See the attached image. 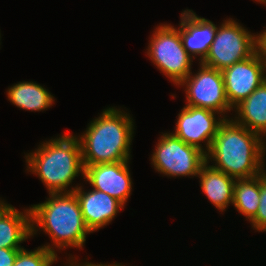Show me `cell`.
<instances>
[{
    "label": "cell",
    "instance_id": "cell-1",
    "mask_svg": "<svg viewBox=\"0 0 266 266\" xmlns=\"http://www.w3.org/2000/svg\"><path fill=\"white\" fill-rule=\"evenodd\" d=\"M263 140L233 118H227L219 126L206 161H215L212 167L235 179L255 177L265 171L266 142Z\"/></svg>",
    "mask_w": 266,
    "mask_h": 266
},
{
    "label": "cell",
    "instance_id": "cell-2",
    "mask_svg": "<svg viewBox=\"0 0 266 266\" xmlns=\"http://www.w3.org/2000/svg\"><path fill=\"white\" fill-rule=\"evenodd\" d=\"M31 236L37 229L44 230L50 236L52 245L43 247L55 252V249L78 248L82 249L86 235L90 234L74 192L49 193L45 202L31 205ZM37 224V225H36ZM38 227V228H36ZM53 246V247H52Z\"/></svg>",
    "mask_w": 266,
    "mask_h": 266
},
{
    "label": "cell",
    "instance_id": "cell-3",
    "mask_svg": "<svg viewBox=\"0 0 266 266\" xmlns=\"http://www.w3.org/2000/svg\"><path fill=\"white\" fill-rule=\"evenodd\" d=\"M133 118L115 107L104 109L79 137L84 165L129 161Z\"/></svg>",
    "mask_w": 266,
    "mask_h": 266
},
{
    "label": "cell",
    "instance_id": "cell-4",
    "mask_svg": "<svg viewBox=\"0 0 266 266\" xmlns=\"http://www.w3.org/2000/svg\"><path fill=\"white\" fill-rule=\"evenodd\" d=\"M42 143L26 154V170L36 174L49 193L74 192L78 185L69 189L70 184L80 173L84 178L85 172L78 137L68 133Z\"/></svg>",
    "mask_w": 266,
    "mask_h": 266
},
{
    "label": "cell",
    "instance_id": "cell-5",
    "mask_svg": "<svg viewBox=\"0 0 266 266\" xmlns=\"http://www.w3.org/2000/svg\"><path fill=\"white\" fill-rule=\"evenodd\" d=\"M147 55L157 69L177 86L191 73L193 59L183 45L180 28L170 24L156 27L150 38Z\"/></svg>",
    "mask_w": 266,
    "mask_h": 266
},
{
    "label": "cell",
    "instance_id": "cell-6",
    "mask_svg": "<svg viewBox=\"0 0 266 266\" xmlns=\"http://www.w3.org/2000/svg\"><path fill=\"white\" fill-rule=\"evenodd\" d=\"M257 50V34H251L236 20L229 18L221 26H216L214 40L201 63L222 71L246 60Z\"/></svg>",
    "mask_w": 266,
    "mask_h": 266
},
{
    "label": "cell",
    "instance_id": "cell-7",
    "mask_svg": "<svg viewBox=\"0 0 266 266\" xmlns=\"http://www.w3.org/2000/svg\"><path fill=\"white\" fill-rule=\"evenodd\" d=\"M151 161L160 174L171 177H197L202 165L206 162V154L186 144L172 133H165L158 140Z\"/></svg>",
    "mask_w": 266,
    "mask_h": 266
},
{
    "label": "cell",
    "instance_id": "cell-8",
    "mask_svg": "<svg viewBox=\"0 0 266 266\" xmlns=\"http://www.w3.org/2000/svg\"><path fill=\"white\" fill-rule=\"evenodd\" d=\"M186 87V99L188 106L201 107L224 115L233 108L230 106L224 86L221 70L200 63L197 74L192 72L179 84Z\"/></svg>",
    "mask_w": 266,
    "mask_h": 266
},
{
    "label": "cell",
    "instance_id": "cell-9",
    "mask_svg": "<svg viewBox=\"0 0 266 266\" xmlns=\"http://www.w3.org/2000/svg\"><path fill=\"white\" fill-rule=\"evenodd\" d=\"M266 60L257 50L252 56L222 70L225 93L232 108L266 80Z\"/></svg>",
    "mask_w": 266,
    "mask_h": 266
},
{
    "label": "cell",
    "instance_id": "cell-10",
    "mask_svg": "<svg viewBox=\"0 0 266 266\" xmlns=\"http://www.w3.org/2000/svg\"><path fill=\"white\" fill-rule=\"evenodd\" d=\"M216 113L209 109L186 105L178 114L175 132L172 134L207 154L220 124L225 120L222 116L216 119ZM203 141H206V150L201 144Z\"/></svg>",
    "mask_w": 266,
    "mask_h": 266
},
{
    "label": "cell",
    "instance_id": "cell-11",
    "mask_svg": "<svg viewBox=\"0 0 266 266\" xmlns=\"http://www.w3.org/2000/svg\"><path fill=\"white\" fill-rule=\"evenodd\" d=\"M129 162L84 165V179L93 189L103 191L125 205L132 191Z\"/></svg>",
    "mask_w": 266,
    "mask_h": 266
},
{
    "label": "cell",
    "instance_id": "cell-12",
    "mask_svg": "<svg viewBox=\"0 0 266 266\" xmlns=\"http://www.w3.org/2000/svg\"><path fill=\"white\" fill-rule=\"evenodd\" d=\"M74 193L80 205L84 222L90 232H96L108 225L124 205L100 190H89L85 192L78 186Z\"/></svg>",
    "mask_w": 266,
    "mask_h": 266
},
{
    "label": "cell",
    "instance_id": "cell-13",
    "mask_svg": "<svg viewBox=\"0 0 266 266\" xmlns=\"http://www.w3.org/2000/svg\"><path fill=\"white\" fill-rule=\"evenodd\" d=\"M180 19L183 45L193 59L200 56L199 63H201L214 40L216 25L208 19L197 16L190 9L184 10Z\"/></svg>",
    "mask_w": 266,
    "mask_h": 266
},
{
    "label": "cell",
    "instance_id": "cell-14",
    "mask_svg": "<svg viewBox=\"0 0 266 266\" xmlns=\"http://www.w3.org/2000/svg\"><path fill=\"white\" fill-rule=\"evenodd\" d=\"M31 236V211H18L0 200V248L23 249L21 243Z\"/></svg>",
    "mask_w": 266,
    "mask_h": 266
},
{
    "label": "cell",
    "instance_id": "cell-15",
    "mask_svg": "<svg viewBox=\"0 0 266 266\" xmlns=\"http://www.w3.org/2000/svg\"><path fill=\"white\" fill-rule=\"evenodd\" d=\"M205 162L197 177L200 178L202 192L218 210L221 212L233 203L235 178L212 167Z\"/></svg>",
    "mask_w": 266,
    "mask_h": 266
},
{
    "label": "cell",
    "instance_id": "cell-16",
    "mask_svg": "<svg viewBox=\"0 0 266 266\" xmlns=\"http://www.w3.org/2000/svg\"><path fill=\"white\" fill-rule=\"evenodd\" d=\"M234 121L248 130L266 136V80L246 99L234 107Z\"/></svg>",
    "mask_w": 266,
    "mask_h": 266
},
{
    "label": "cell",
    "instance_id": "cell-17",
    "mask_svg": "<svg viewBox=\"0 0 266 266\" xmlns=\"http://www.w3.org/2000/svg\"><path fill=\"white\" fill-rule=\"evenodd\" d=\"M10 102L23 110L44 111L54 103V96L42 85L35 82L22 81L7 90Z\"/></svg>",
    "mask_w": 266,
    "mask_h": 266
},
{
    "label": "cell",
    "instance_id": "cell-18",
    "mask_svg": "<svg viewBox=\"0 0 266 266\" xmlns=\"http://www.w3.org/2000/svg\"><path fill=\"white\" fill-rule=\"evenodd\" d=\"M260 199V174L252 178L236 179L232 205L249 221L256 215Z\"/></svg>",
    "mask_w": 266,
    "mask_h": 266
},
{
    "label": "cell",
    "instance_id": "cell-19",
    "mask_svg": "<svg viewBox=\"0 0 266 266\" xmlns=\"http://www.w3.org/2000/svg\"><path fill=\"white\" fill-rule=\"evenodd\" d=\"M57 253L40 246L35 250L28 251L21 249L18 251L13 266H51L57 261Z\"/></svg>",
    "mask_w": 266,
    "mask_h": 266
},
{
    "label": "cell",
    "instance_id": "cell-20",
    "mask_svg": "<svg viewBox=\"0 0 266 266\" xmlns=\"http://www.w3.org/2000/svg\"><path fill=\"white\" fill-rule=\"evenodd\" d=\"M260 203L256 215L249 221L258 232L266 231V171L260 173Z\"/></svg>",
    "mask_w": 266,
    "mask_h": 266
},
{
    "label": "cell",
    "instance_id": "cell-21",
    "mask_svg": "<svg viewBox=\"0 0 266 266\" xmlns=\"http://www.w3.org/2000/svg\"><path fill=\"white\" fill-rule=\"evenodd\" d=\"M19 250L0 248V266H13Z\"/></svg>",
    "mask_w": 266,
    "mask_h": 266
},
{
    "label": "cell",
    "instance_id": "cell-22",
    "mask_svg": "<svg viewBox=\"0 0 266 266\" xmlns=\"http://www.w3.org/2000/svg\"><path fill=\"white\" fill-rule=\"evenodd\" d=\"M258 51L261 56L266 60V29L261 34L257 33Z\"/></svg>",
    "mask_w": 266,
    "mask_h": 266
},
{
    "label": "cell",
    "instance_id": "cell-23",
    "mask_svg": "<svg viewBox=\"0 0 266 266\" xmlns=\"http://www.w3.org/2000/svg\"><path fill=\"white\" fill-rule=\"evenodd\" d=\"M71 259V260H70ZM68 258V260H69V262H67V264L68 265H66V266H109V264L107 265V264H93V263H89V262H83V264H80V262L79 263H76L77 262V260L74 262V260L72 259V258Z\"/></svg>",
    "mask_w": 266,
    "mask_h": 266
},
{
    "label": "cell",
    "instance_id": "cell-24",
    "mask_svg": "<svg viewBox=\"0 0 266 266\" xmlns=\"http://www.w3.org/2000/svg\"><path fill=\"white\" fill-rule=\"evenodd\" d=\"M257 2H260V3H262V4H266V0H256Z\"/></svg>",
    "mask_w": 266,
    "mask_h": 266
}]
</instances>
